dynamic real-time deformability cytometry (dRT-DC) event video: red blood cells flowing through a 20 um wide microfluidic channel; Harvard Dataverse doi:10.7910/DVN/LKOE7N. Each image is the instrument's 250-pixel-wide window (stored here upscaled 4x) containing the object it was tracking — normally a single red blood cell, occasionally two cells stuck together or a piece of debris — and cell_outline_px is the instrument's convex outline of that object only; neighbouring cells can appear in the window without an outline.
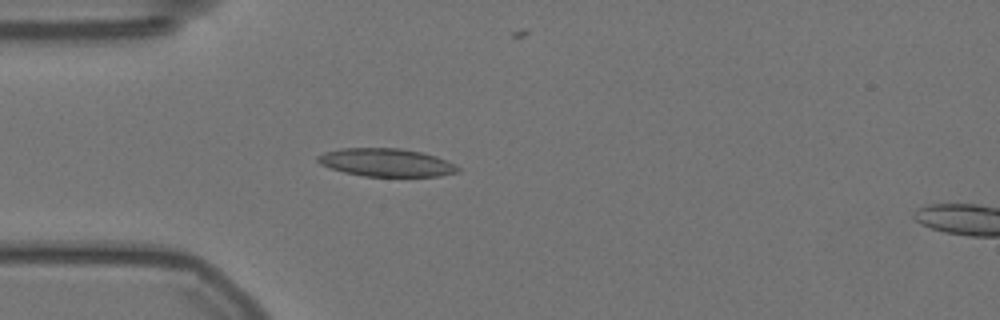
{"species": "Egyptian fruit bat (a non-hibernating species)", "species_latin": "Rousettus aegyptiacus", "temperature_condition": "warm", "stored_images_in_passage": 56, "camera_frame_rate_fps": 3000, "um_per_image_px": 0.085, "animal": {"sex": "female"}, "frame": {"image": 1, "passage_image": 15, "time_ms": 4.667, "image_size_px": [1000, 320], "cell_outline_px": [[460, 168], [456, 172], [440, 176], [364, 176], [344, 172], [320, 164], [316, 160], [316, 156], [324, 152], [340, 148], [400, 148], [420, 152], [436, 156], [456, 164]], "centroid_in_image_um": [32.81, 13.8], "position_along_channel_um": 52.2, "area_um2": 22.83}}
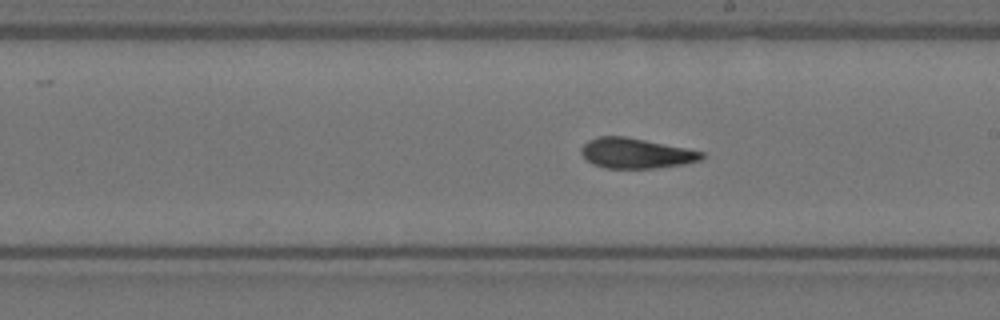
{"frame": {"image": 2, "passage_image": 31, "time_ms": 10.0, "image_size_px": [1000, 320], "cell_outline_px": [[704, 156], [700, 160], [684, 164], [652, 168], [604, 168], [592, 164], [580, 152], [580, 148], [588, 140], [600, 136], [624, 136], [704, 152]], "centroid_in_image_um": [54.01, 13.03], "position_along_channel_um": 235.0, "area_um2": 20.92}}
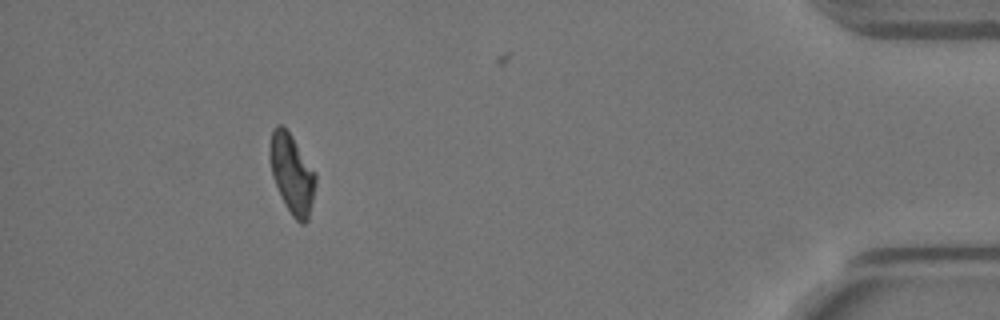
{"frame": {"image": 3, "passage_image": 51, "time_ms": 16.667, "image_size_px": [1000, 320], "cell_outline_px": [[316, 184], [308, 220], [304, 224], [300, 224], [292, 216], [272, 176], [268, 156], [268, 152], [272, 128], [276, 124], [280, 124], [292, 136], [316, 172]], "centroid_in_image_um": [24.81, 14.74], "position_along_channel_um": 410.4, "area_um2": 21.15}, "authors_computed_cell_mechanics": {"area_um2": 21.6172, "velocity_mm_per_s": 3.5495, "shape_relaxation_time_tau1_ms": 8.5219, "shape_relaxation_time_tau2_ms": 2.7155, "deformation_change_tau1": 0.1766, "deformation_change_tau2": 0.1083}}